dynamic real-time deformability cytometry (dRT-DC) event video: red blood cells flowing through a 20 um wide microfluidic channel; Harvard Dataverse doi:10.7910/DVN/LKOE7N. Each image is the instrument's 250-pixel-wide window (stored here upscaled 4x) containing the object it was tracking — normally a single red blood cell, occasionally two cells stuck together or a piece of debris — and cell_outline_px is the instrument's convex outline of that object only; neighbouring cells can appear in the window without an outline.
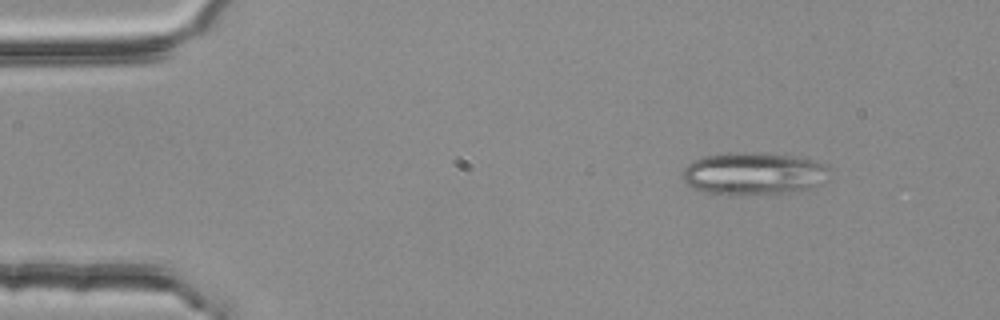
{"species": "common noctule bat (a hibernating species)", "species_latin": "Nyctalus noctula", "temperature_condition": "room temperature", "stored_images_in_passage": 3, "camera_frame_rate_fps": 3000, "um_per_image_px": 0.085, "animal": {"sex": "female", "body_mass_g": 25.1}, "frame": {"image": 1, "passage_image": 1, "time_ms": 0.0, "image_size_px": [1000, 320], "cell_outline_px": [[828, 168], [820, 184], [808, 188], [788, 192], [740, 196], [724, 196], [704, 192], [692, 188], [684, 184], [684, 168], [692, 160], [704, 156], [736, 152], [756, 152], [792, 156], [812, 160], [824, 164]], "centroid_in_image_um": [63.95, 14.78], "position_along_channel_um": 21.1, "area_um2": 36.47}}